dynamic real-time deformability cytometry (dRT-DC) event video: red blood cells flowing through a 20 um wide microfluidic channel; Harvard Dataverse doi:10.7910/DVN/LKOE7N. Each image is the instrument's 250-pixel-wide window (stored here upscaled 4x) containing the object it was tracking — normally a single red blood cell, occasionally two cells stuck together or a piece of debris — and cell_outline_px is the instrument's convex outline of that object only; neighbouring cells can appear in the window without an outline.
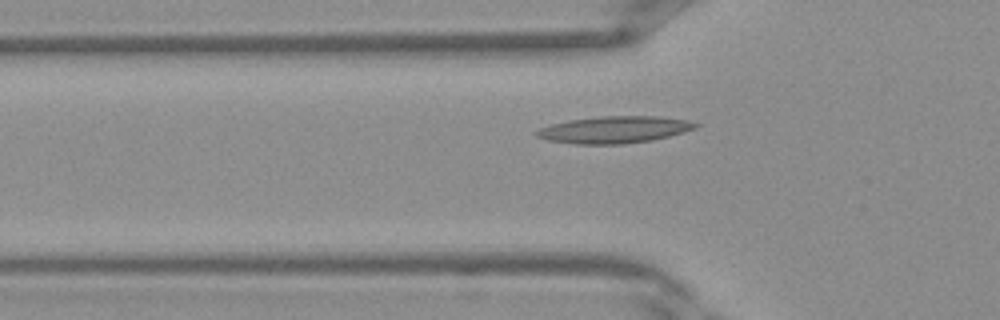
{"species": "Egyptian fruit bat (a non-hibernating species)", "species_latin": "Rousettus aegyptiacus", "temperature_condition": "warm", "stored_images_in_passage": 30, "camera_frame_rate_fps": 3000, "um_per_image_px": 0.085, "frame": {"image": 1, "passage_image": 5, "time_ms": 1.333, "image_size_px": [1000, 320], "cell_outline_px": [[700, 124], [696, 128], [684, 132], [652, 140], [624, 144], [576, 144], [548, 140], [536, 136], [536, 132], [540, 128], [552, 124], [568, 120], [600, 116], [660, 116], [688, 120]], "centroid_in_image_um": [52.25, 11.02], "position_along_channel_um": 73.6, "area_um2": 24.91}}
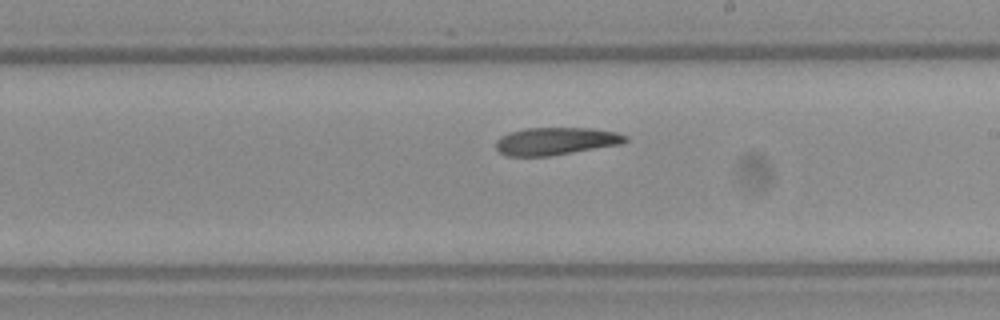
{"frame": {"image": 2, "passage_image": 15, "time_ms": 4.667, "image_size_px": [1000, 320], "cell_outline_px": [[628, 140], [624, 144], [548, 156], [508, 156], [500, 152], [496, 148], [496, 140], [500, 136], [508, 132], [524, 128], [592, 128], [616, 132], [628, 136]], "centroid_in_image_um": [47.26, 11.99], "position_along_channel_um": 241.7, "area_um2": 20.98}}
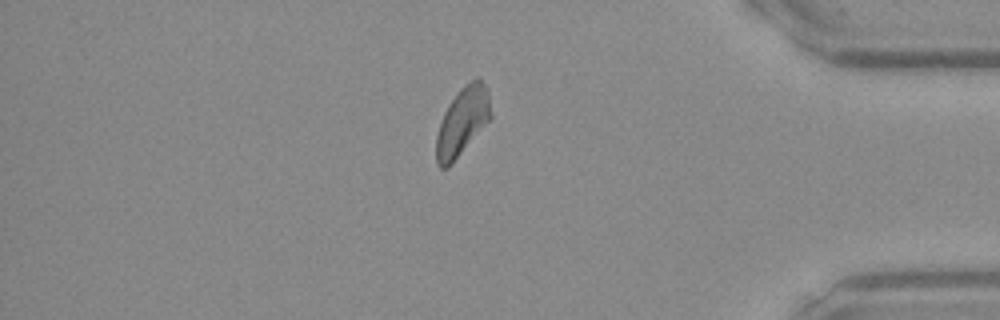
{"frame": {"image": 3, "passage_image": 26, "time_ms": 8.333, "image_size_px": [1000, 320], "cell_outline_px": [[492, 116], [452, 164], [448, 168], [440, 168], [436, 164], [436, 136], [444, 112], [448, 104], [464, 84], [476, 76], [480, 76], [488, 92], [492, 112]], "centroid_in_image_um": [39.3, 10.31], "position_along_channel_um": 395.9, "area_um2": 21.68}}